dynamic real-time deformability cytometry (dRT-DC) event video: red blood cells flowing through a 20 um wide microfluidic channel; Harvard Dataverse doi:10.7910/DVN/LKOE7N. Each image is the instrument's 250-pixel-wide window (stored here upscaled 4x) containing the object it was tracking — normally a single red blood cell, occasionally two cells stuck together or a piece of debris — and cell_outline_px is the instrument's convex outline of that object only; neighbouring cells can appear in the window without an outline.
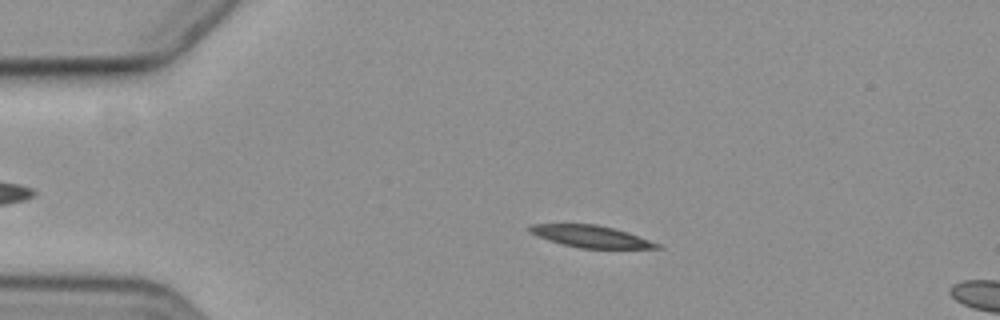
{"species": "common noctule bat (a hibernating species)", "species_latin": "Nyctalus noctula", "temperature_condition": "cold", "stored_images_in_passage": 4, "camera_frame_rate_fps": 3000, "um_per_image_px": 0.085, "animal": {"sex": "female", "body_mass_g": 19.3, "forearm_length_mm": 54.1}, "frame": {"image": 1, "passage_image": 3, "time_ms": 2.333, "image_size_px": [1000, 320], "cell_outline_px": [[664, 248], [580, 248], [548, 240], [528, 232], [528, 224], [596, 224], [628, 232], [664, 244]], "centroid_in_image_um": [50.27, 20.09], "position_along_channel_um": 34.7, "area_um2": 16.36}}